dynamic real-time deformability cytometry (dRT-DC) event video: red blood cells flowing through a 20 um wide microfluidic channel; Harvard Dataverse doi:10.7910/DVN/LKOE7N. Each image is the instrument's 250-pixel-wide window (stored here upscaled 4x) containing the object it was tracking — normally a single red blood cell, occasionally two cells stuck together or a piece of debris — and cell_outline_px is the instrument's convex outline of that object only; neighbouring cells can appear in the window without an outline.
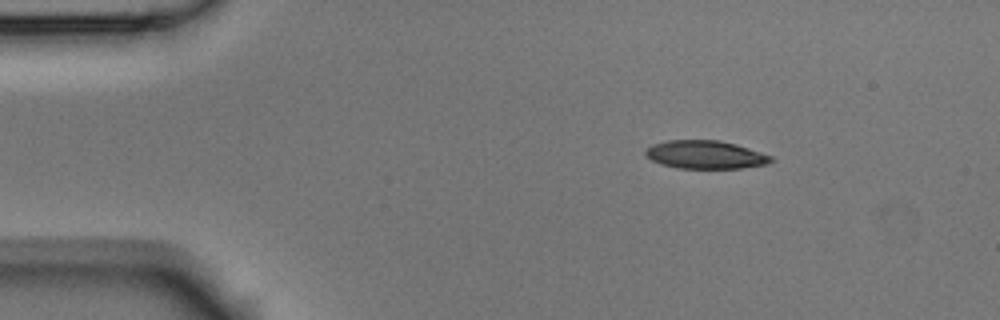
{"species": "Egyptian fruit bat (a non-hibernating species)", "species_latin": "Rousettus aegyptiacus", "temperature_condition": "room temperature", "stored_images_in_passage": 3, "camera_frame_rate_fps": 3000, "um_per_image_px": 0.085, "animal": {"sex": "male"}, "frame": {"image": 1, "passage_image": 1, "time_ms": 0.0, "image_size_px": [1000, 320], "cell_outline_px": [[776, 160], [768, 164], [744, 168], [676, 168], [660, 164], [644, 156], [644, 152], [652, 144], [668, 140], [720, 140], [736, 144], [772, 156]], "centroid_in_image_um": [59.96, 13.15], "position_along_channel_um": 25.0, "area_um2": 20.81}}
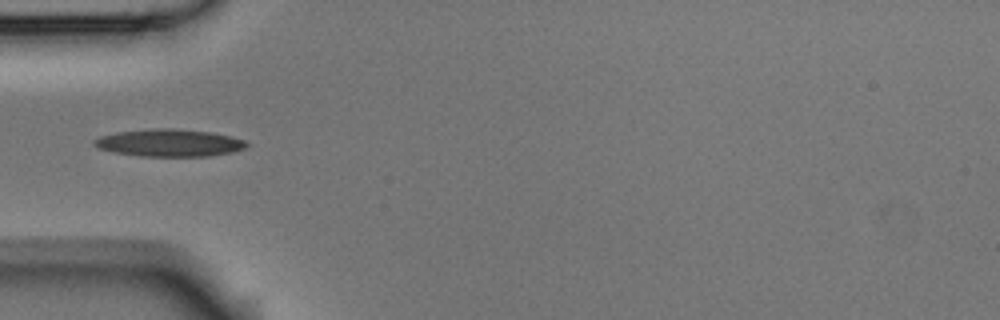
{"frame": {"image": 2, "passage_image": 3, "time_ms": 0.667, "image_size_px": [1000, 320], "cell_outline_px": [[252, 144], [248, 148], [232, 152], [212, 156], [140, 156], [112, 152], [96, 148], [92, 144], [92, 140], [100, 136], [116, 132], [152, 128], [172, 128], [208, 132], [232, 136], [244, 140]], "centroid_in_image_um": [14.39, 12.14], "position_along_channel_um": 70.6, "area_um2": 24.68}}